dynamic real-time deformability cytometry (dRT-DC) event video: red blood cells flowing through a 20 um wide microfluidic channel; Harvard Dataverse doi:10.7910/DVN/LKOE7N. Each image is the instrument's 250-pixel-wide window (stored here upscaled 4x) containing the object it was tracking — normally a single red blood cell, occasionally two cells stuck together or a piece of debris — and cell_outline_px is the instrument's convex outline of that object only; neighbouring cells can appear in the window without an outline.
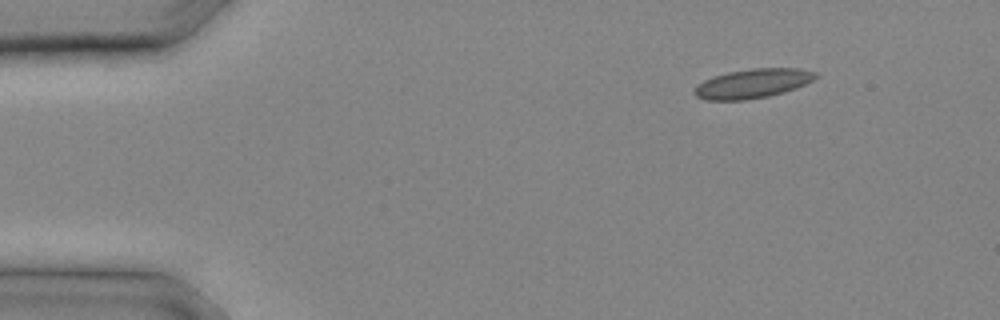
{"species": "common noctule bat (a hibernating species)", "species_latin": "Nyctalus noctula", "temperature_condition": "cold", "stored_images_in_passage": 6, "camera_frame_rate_fps": 3000, "um_per_image_px": 0.085, "animal": {"sex": "male", "body_mass_g": 20.4}, "frame": {"image": 1, "passage_image": 1, "time_ms": 0.0, "image_size_px": [1000, 320], "cell_outline_px": [[820, 76], [796, 88], [784, 92], [768, 96], [744, 100], [704, 100], [696, 96], [692, 92], [696, 84], [712, 76], [728, 72], [752, 68], [796, 68], [816, 72]], "centroid_in_image_um": [63.94, 7.1], "position_along_channel_um": 21.1, "area_um2": 20.81}}
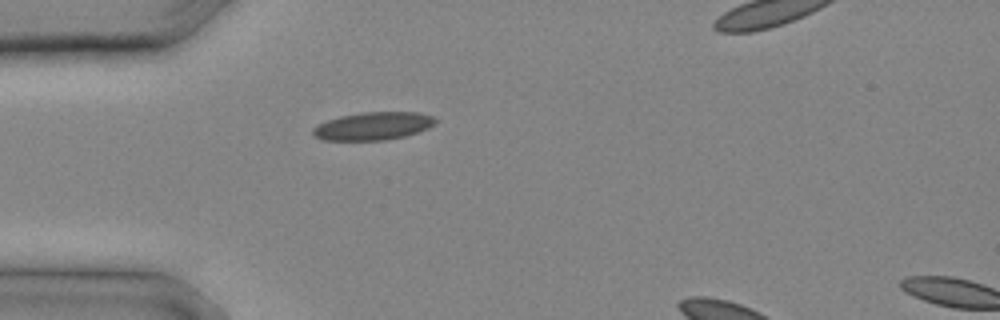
{"frame": {"image": 2, "passage_image": 5, "time_ms": 1.333, "image_size_px": [1000, 320], "cell_outline_px": [[436, 124], [428, 128], [404, 136], [388, 140], [320, 140], [312, 136], [312, 128], [316, 124], [340, 116], [360, 112], [420, 112], [432, 116], [436, 120]], "centroid_in_image_um": [31.67, 10.71], "position_along_channel_um": 53.3, "area_um2": 20.11}}